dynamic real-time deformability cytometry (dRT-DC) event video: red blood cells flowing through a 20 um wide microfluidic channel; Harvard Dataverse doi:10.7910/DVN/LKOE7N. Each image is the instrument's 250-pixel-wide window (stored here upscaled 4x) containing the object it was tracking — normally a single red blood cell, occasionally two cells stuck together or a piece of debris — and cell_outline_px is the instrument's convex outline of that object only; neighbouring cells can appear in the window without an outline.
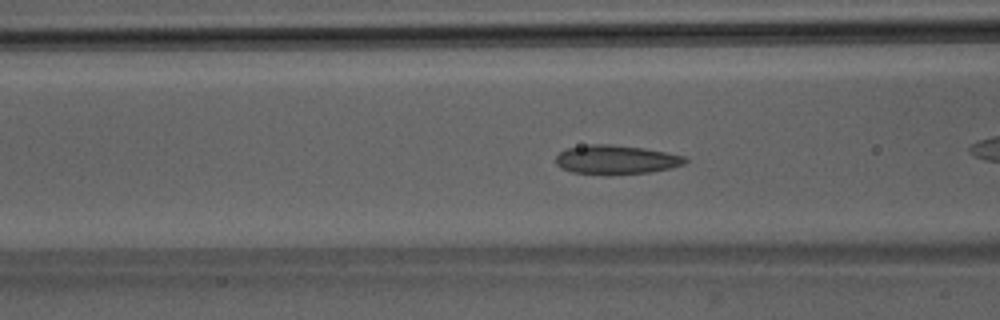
{"species": "Egyptian fruit bat (a non-hibernating species)", "species_latin": "Rousettus aegyptiacus", "temperature_condition": "room temperature", "stored_images_in_passage": 27, "camera_frame_rate_fps": 3000, "um_per_image_px": 0.085, "animal": {"sex": "male"}, "frame": {"image": 1, "passage_image": 5, "time_ms": 1.333, "image_size_px": [1000, 320], "cell_outline_px": [[688, 160], [684, 164], [672, 168], [652, 172], [608, 176], [604, 176], [572, 172], [560, 168], [556, 164], [556, 156], [560, 152], [568, 148], [588, 144], [612, 144], [644, 148], [684, 156]], "centroid_in_image_um": [52.35, 13.6], "position_along_channel_um": 114.3, "area_um2": 22.37}}